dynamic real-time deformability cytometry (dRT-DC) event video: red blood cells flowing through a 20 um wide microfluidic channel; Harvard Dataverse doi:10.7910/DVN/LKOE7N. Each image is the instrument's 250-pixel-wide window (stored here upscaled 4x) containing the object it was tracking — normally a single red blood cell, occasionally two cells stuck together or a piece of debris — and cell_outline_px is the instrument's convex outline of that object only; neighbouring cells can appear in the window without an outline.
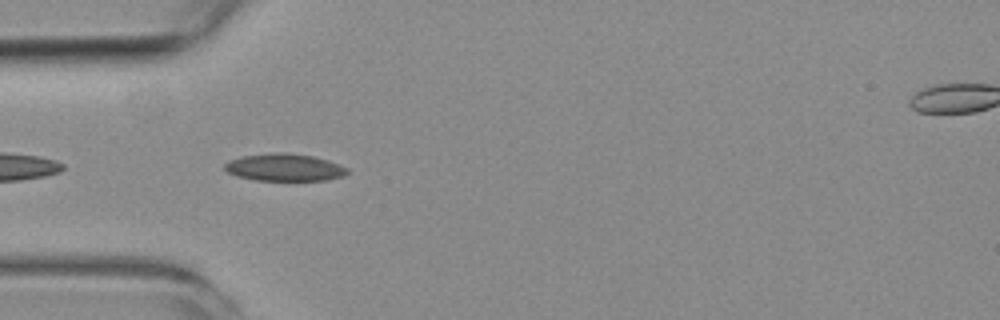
{"species": "common noctule bat (a hibernating species)", "species_latin": "Nyctalus noctula", "temperature_condition": "room temperature", "stored_images_in_passage": 12, "camera_frame_rate_fps": 3000, "um_per_image_px": 0.085, "animal": {"sex": "female", "body_mass_g": 19.3, "forearm_length_mm": 54.1}, "frame": {"image": 1, "passage_image": 2, "time_ms": 2.0, "image_size_px": [1000, 320], "cell_outline_px": [[348, 172], [344, 176], [324, 180], [252, 180], [236, 176], [228, 172], [224, 168], [224, 164], [228, 160], [244, 156], [272, 152], [284, 152], [312, 156], [328, 160], [340, 164], [348, 168]], "centroid_in_image_um": [24.17, 14.22], "position_along_channel_um": 60.8, "area_um2": 19.59}}
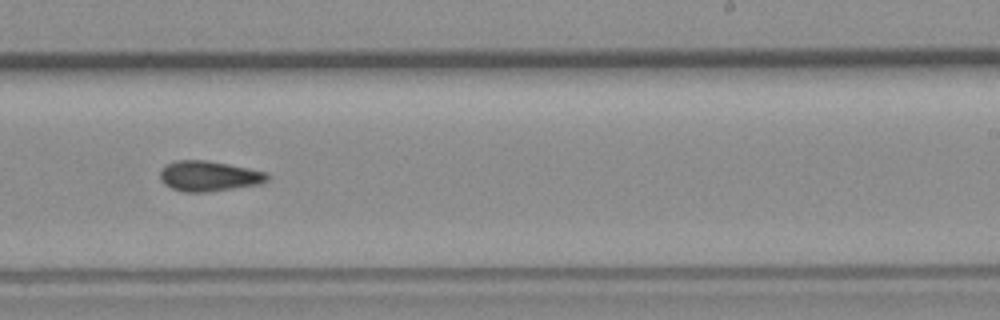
{"frame": {"image": 2, "passage_image": 7, "time_ms": 7.667, "image_size_px": [1000, 320], "cell_outline_px": [[268, 180], [260, 184], [208, 192], [184, 192], [172, 188], [164, 184], [160, 180], [160, 172], [168, 164], [176, 160], [208, 160], [268, 172]], "centroid_in_image_um": [17.77, 14.97], "position_along_channel_um": 271.2, "area_um2": 18.9}}
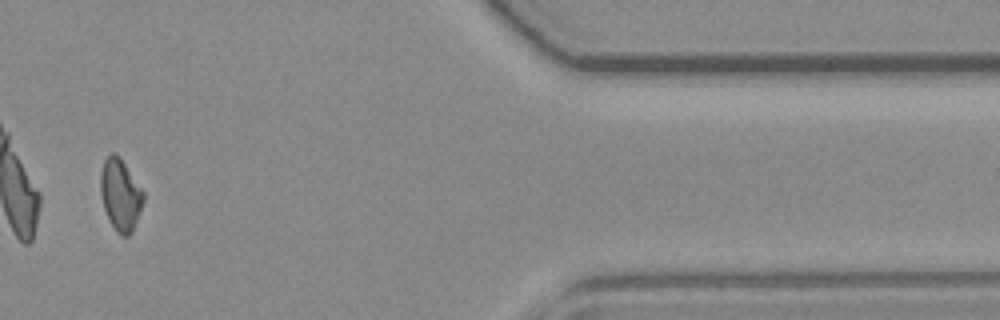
{"frame": {"image": 3, "passage_image": 11, "time_ms": 12.333, "image_size_px": [1000, 320], "cell_outline_px": [[144, 200], [132, 232], [128, 236], [120, 236], [116, 232], [104, 208], [100, 192], [100, 176], [104, 160], [112, 152], [120, 156], [144, 192]], "centroid_in_image_um": [10.24, 16.55], "position_along_channel_um": 401.2, "area_um2": 17.8}, "authors_computed_cell_mechanics": {"area_um2": 18.5538, "velocity_mm_per_s": 3.747, "shape_relaxation_time_tau1_ms": null, "shape_relaxation_time_tau2_ms": 1.9646, "deformation_change_tau1": null, "deformation_change_tau2": 0.0697}}